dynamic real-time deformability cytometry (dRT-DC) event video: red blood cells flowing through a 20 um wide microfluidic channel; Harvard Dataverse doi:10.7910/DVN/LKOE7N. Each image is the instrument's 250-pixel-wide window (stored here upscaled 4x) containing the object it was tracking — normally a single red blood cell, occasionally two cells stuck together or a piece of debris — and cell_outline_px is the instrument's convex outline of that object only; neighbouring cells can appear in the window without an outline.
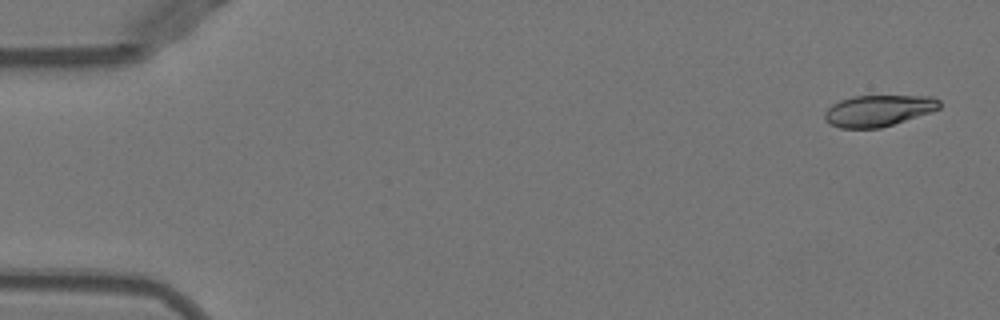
{"species": "Egyptian fruit bat (a non-hibernating species)", "species_latin": "Rousettus aegyptiacus", "temperature_condition": "warm", "stored_images_in_passage": 51, "camera_frame_rate_fps": 3000, "um_per_image_px": 0.085, "animal": {"sex": "female"}, "frame": {"image": 1, "passage_image": 2, "time_ms": 0.333, "image_size_px": [1000, 320], "cell_outline_px": [[940, 108], [880, 128], [840, 128], [828, 124], [824, 120], [824, 112], [832, 104], [840, 100], [852, 96], [932, 96], [940, 100]], "centroid_in_image_um": [74.59, 9.4], "position_along_channel_um": 10.4, "area_um2": 20.81}}
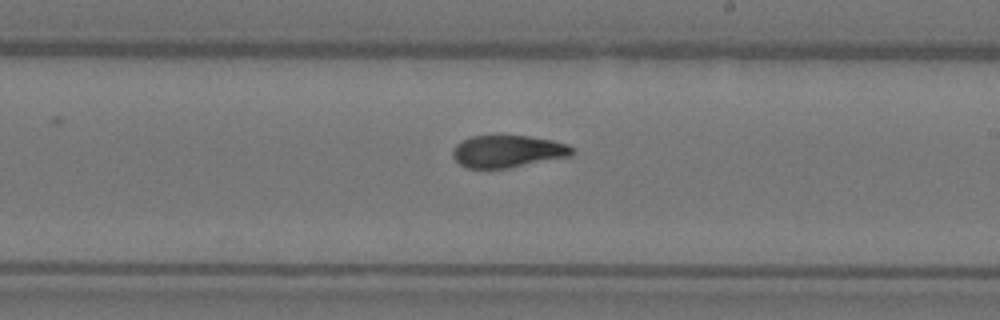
{"frame": {"image": 2, "passage_image": 30, "time_ms": 9.667, "image_size_px": [1000, 320], "cell_outline_px": [[576, 152], [572, 156], [508, 168], [468, 168], [460, 164], [452, 156], [452, 152], [456, 144], [460, 140], [472, 136], [528, 136], [552, 140], [568, 144], [576, 148]], "centroid_in_image_um": [43.2, 12.86], "position_along_channel_um": 245.8, "area_um2": 22.6}}
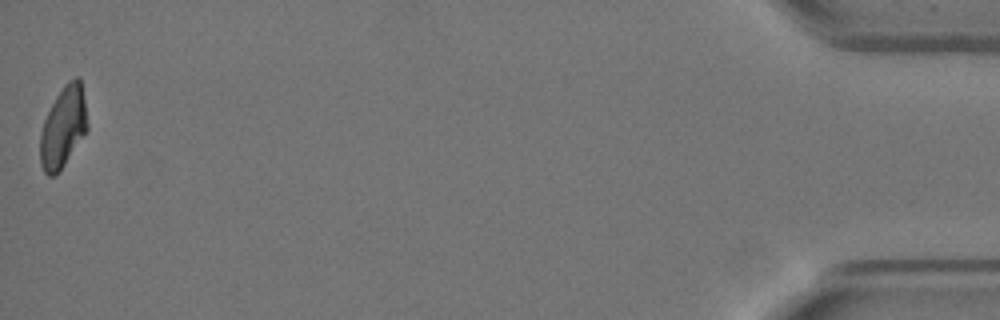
{"frame": {"image": 3, "passage_image": 51, "time_ms": 16.667, "image_size_px": [1000, 320], "cell_outline_px": [[88, 128], [60, 172], [56, 176], [48, 176], [44, 172], [40, 164], [40, 132], [44, 120], [56, 96], [64, 84], [68, 80], [76, 76], [80, 80], [84, 100], [88, 124]], "centroid_in_image_um": [5.35, 10.84], "position_along_channel_um": 429.8, "area_um2": 22.25}, "authors_computed_cell_mechanics": {"area_um2": 22.7154, "velocity_mm_per_s": 3.9653, "shape_relaxation_time_tau1_ms": 7.5881, "shape_relaxation_time_tau2_ms": 1.5889, "deformation_change_tau1": 0.2408, "deformation_change_tau2": 0.0821}}